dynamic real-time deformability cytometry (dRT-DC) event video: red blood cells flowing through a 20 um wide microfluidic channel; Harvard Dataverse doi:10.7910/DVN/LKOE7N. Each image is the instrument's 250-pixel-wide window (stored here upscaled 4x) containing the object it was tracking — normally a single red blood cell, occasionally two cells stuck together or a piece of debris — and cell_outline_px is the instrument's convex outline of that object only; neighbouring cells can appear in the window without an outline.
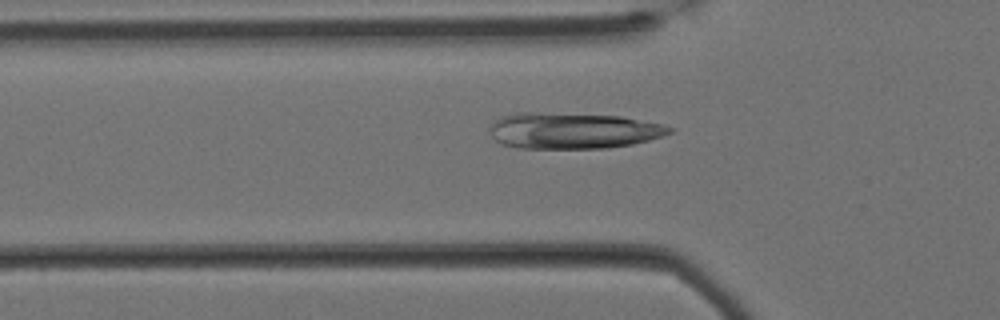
{"species": "Egyptian fruit bat (a non-hibernating species)", "species_latin": "Rousettus aegyptiacus", "temperature_condition": "cold", "stored_images_in_passage": 44, "camera_frame_rate_fps": 3000, "um_per_image_px": 0.085, "animal": {"sex": "female"}, "frame": {"image": 1, "passage_image": 14, "time_ms": 4.333, "image_size_px": [1000, 320], "cell_outline_px": [[672, 132], [648, 140], [632, 144], [608, 148], [516, 148], [500, 144], [492, 136], [492, 120], [500, 116], [516, 112], [532, 112], [620, 116], [664, 124], [672, 128]], "centroid_in_image_um": [48.67, 11.1], "position_along_channel_um": 77.1, "area_um2": 37.8}}
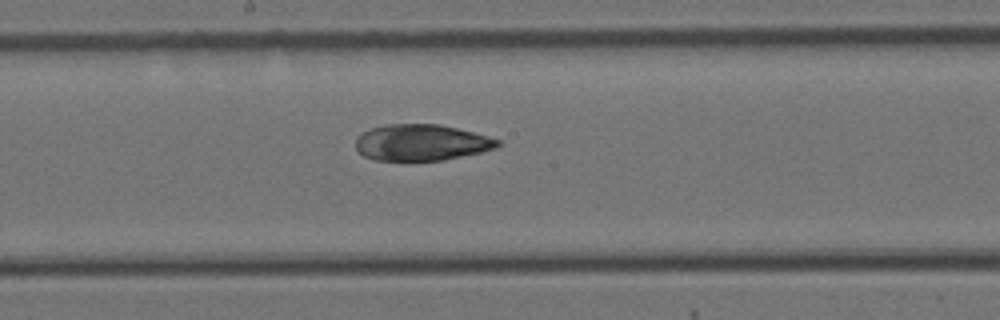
{"frame": {"image": 2, "passage_image": 26, "time_ms": 8.333, "image_size_px": [1000, 320], "cell_outline_px": [[500, 144], [496, 148], [480, 152], [444, 160], [372, 160], [364, 156], [356, 148], [356, 136], [372, 128], [384, 124], [440, 124], [488, 136], [500, 140]], "centroid_in_image_um": [35.8, 12.11], "position_along_channel_um": 212.4, "area_um2": 29.88}}
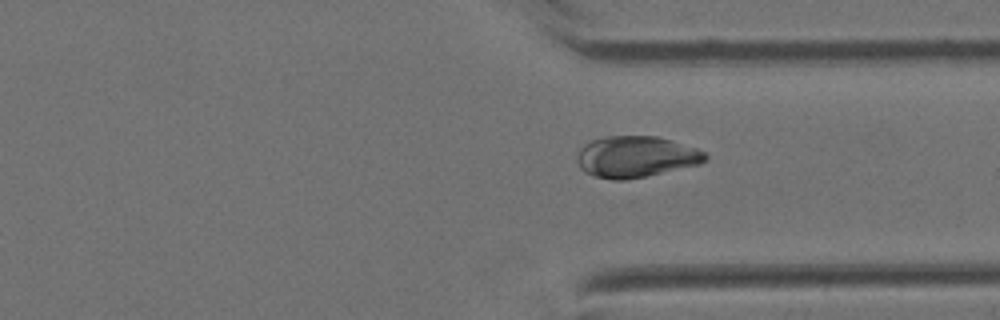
{"frame": {"image": 3, "passage_image": 39, "time_ms": 12.667, "image_size_px": [1000, 320], "cell_outline_px": [[708, 156], [700, 164], [644, 176], [624, 180], [612, 180], [596, 176], [584, 172], [580, 168], [576, 160], [576, 156], [580, 148], [584, 144], [592, 140], [604, 136], [656, 136], [672, 140], [696, 148], [704, 152]], "centroid_in_image_um": [54.01, 13.31], "position_along_channel_um": 357.4, "area_um2": 30.75}}